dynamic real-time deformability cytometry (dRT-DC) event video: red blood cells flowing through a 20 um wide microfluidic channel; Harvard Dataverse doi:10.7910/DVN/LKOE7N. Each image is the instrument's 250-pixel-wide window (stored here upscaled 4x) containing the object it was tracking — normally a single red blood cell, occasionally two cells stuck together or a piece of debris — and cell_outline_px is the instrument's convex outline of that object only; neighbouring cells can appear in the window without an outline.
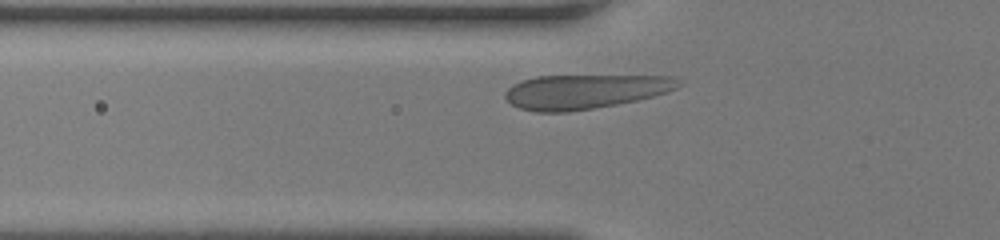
{"species": "human", "species_latin": "Homo sapiens", "temperature_condition": "room temperature", "stored_images_in_passage": 27, "camera_frame_rate_fps": 3000, "um_per_image_px": 0.085, "donor": {"sex": "female"}, "frame": {"image": 1, "passage_image": 4, "time_ms": 1.0, "image_size_px": [1000, 240], "cell_outline_px": [[684, 84], [676, 88], [652, 96], [636, 100], [616, 104], [568, 112], [536, 112], [520, 108], [512, 104], [504, 96], [504, 92], [512, 84], [520, 80], [536, 76], [676, 76]], "centroid_in_image_um": [49.69, 7.77], "position_along_channel_um": 76.1, "area_um2": 34.62}}
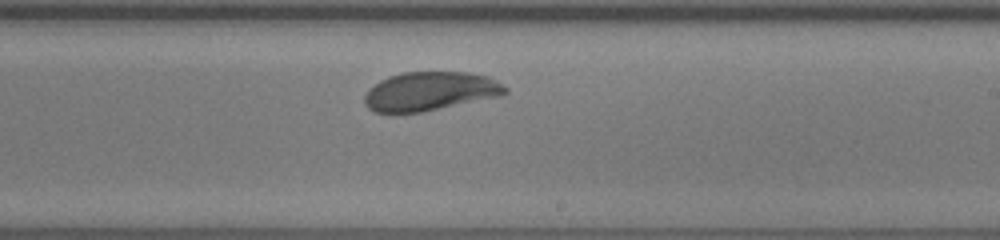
{"frame": {"image": 2, "passage_image": 17, "time_ms": 5.333, "image_size_px": [1000, 240], "cell_outline_px": [[508, 92], [500, 96], [420, 112], [376, 112], [368, 108], [364, 104], [364, 96], [380, 80], [388, 76], [404, 72], [468, 72], [488, 76], [496, 80], [508, 88]], "centroid_in_image_um": [36.58, 7.75], "position_along_channel_um": 252.4, "area_um2": 31.56}}
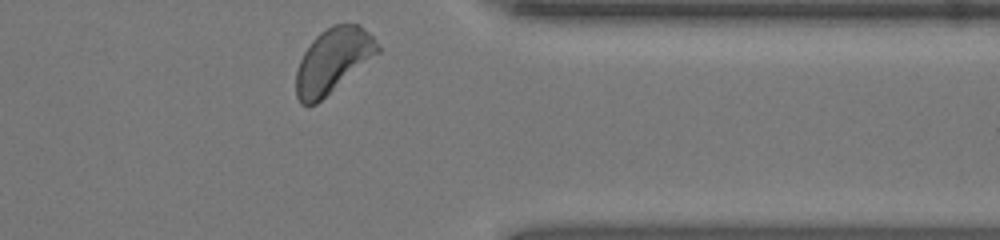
{"frame": {"image": 3, "passage_image": 27, "time_ms": 8.667, "image_size_px": [1000, 240], "cell_outline_px": [[380, 52], [316, 104], [300, 104], [296, 96], [296, 72], [300, 60], [304, 52], [312, 40], [320, 32], [332, 24], [360, 24], [372, 36], [380, 48]], "centroid_in_image_um": [28.29, 5.14], "position_along_channel_um": 383.1, "area_um2": 30.4}, "authors_computed_cell_mechanics": {"area_um2": 32.368, "velocity_mm_per_s": 4.0976, "shape_relaxation_time_tau1_ms": 6.1698, "shape_relaxation_time_tau2_ms": null, "deformation_change_tau1": 0.1802, "deformation_change_tau2": null}}